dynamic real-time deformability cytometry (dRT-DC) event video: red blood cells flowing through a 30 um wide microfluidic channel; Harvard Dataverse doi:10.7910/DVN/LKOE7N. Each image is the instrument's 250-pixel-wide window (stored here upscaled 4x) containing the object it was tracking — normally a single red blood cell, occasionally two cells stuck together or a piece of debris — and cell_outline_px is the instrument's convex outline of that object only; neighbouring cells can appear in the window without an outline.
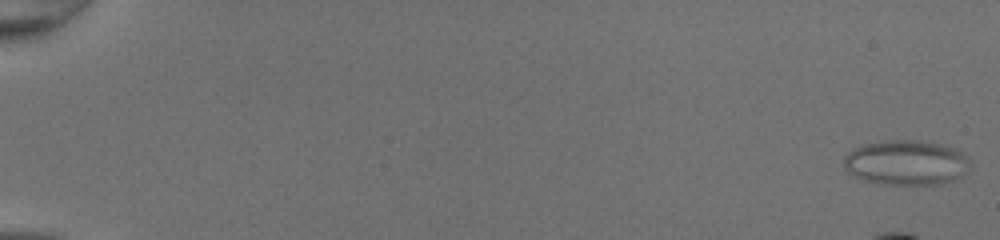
{"species": "common noctule bat (a hibernating species)", "species_latin": "Nyctalus noctula", "temperature_condition": "room temperature", "stored_images_in_passage": 51, "camera_frame_rate_fps": 3000, "um_per_image_px": 0.085, "animal": {"sex": "female", "body_mass_g": 20.0, "forearm_length_mm": 54.0}, "frame": {"image": 1, "passage_image": 1, "time_ms": 0.0, "image_size_px": [1000, 240], "cell_outline_px": [[972, 168], [952, 180], [936, 184], [884, 184], [864, 180], [848, 172], [844, 168], [844, 156], [848, 152], [864, 144], [884, 140], [920, 140], [940, 144], [952, 148], [960, 152], [972, 164]], "centroid_in_image_um": [77.01, 13.81], "position_along_channel_um": 8.0, "area_um2": 32.83}}
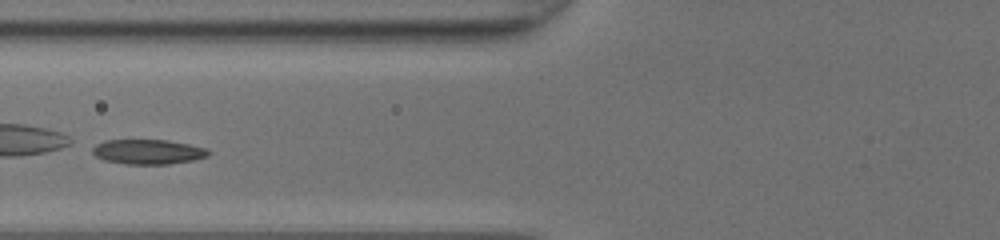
{"frame": {"image": 2, "passage_image": 24, "time_ms": 7.667, "image_size_px": [1000, 240], "cell_outline_px": [[212, 152], [208, 156], [192, 160], [168, 164], [124, 164], [104, 160], [96, 156], [92, 152], [92, 148], [96, 144], [104, 140], [168, 140], [208, 148]], "centroid_in_image_um": [12.59, 12.9], "position_along_channel_um": 113.2, "area_um2": 16.82}}